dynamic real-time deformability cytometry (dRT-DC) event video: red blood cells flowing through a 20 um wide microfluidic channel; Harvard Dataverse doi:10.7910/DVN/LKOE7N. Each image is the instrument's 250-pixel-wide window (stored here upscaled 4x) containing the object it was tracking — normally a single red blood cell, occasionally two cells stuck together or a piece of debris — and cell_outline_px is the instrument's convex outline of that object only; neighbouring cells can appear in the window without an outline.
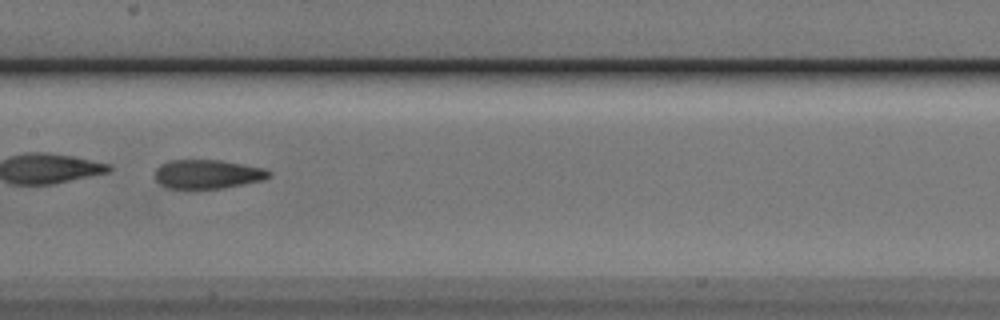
{"species": "Egyptian fruit bat (a non-hibernating species)", "species_latin": "Rousettus aegyptiacus", "temperature_condition": "cold", "stored_images_in_passage": 32, "camera_frame_rate_fps": 3000, "um_per_image_px": 0.085, "animal": {"sex": "male"}, "frame": {"image": 1, "passage_image": 10, "time_ms": 3.0, "image_size_px": [1000, 320], "cell_outline_px": [[272, 172], [264, 180], [224, 188], [164, 188], [156, 180], [156, 168], [160, 164], [168, 160], [220, 160], [264, 168]], "centroid_in_image_um": [17.62, 14.8], "position_along_channel_um": 189.8, "area_um2": 19.25}}